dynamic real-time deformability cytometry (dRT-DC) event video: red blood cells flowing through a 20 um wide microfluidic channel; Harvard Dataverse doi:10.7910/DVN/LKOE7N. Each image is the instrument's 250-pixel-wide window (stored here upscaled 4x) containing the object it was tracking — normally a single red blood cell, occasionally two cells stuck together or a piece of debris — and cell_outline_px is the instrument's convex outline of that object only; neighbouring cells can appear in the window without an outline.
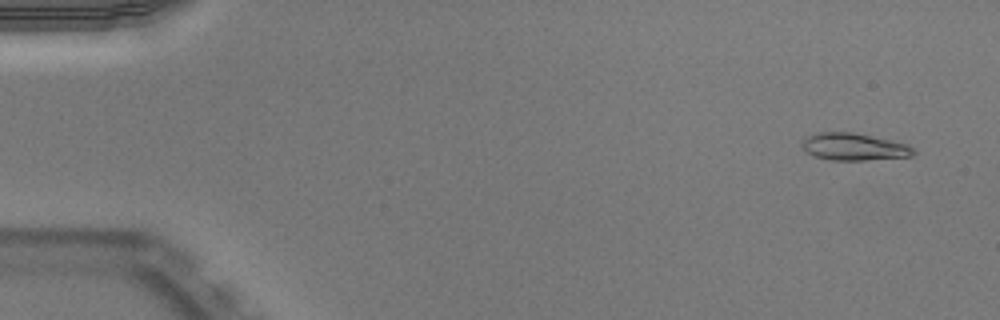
{"species": "Egyptian fruit bat (a non-hibernating species)", "species_latin": "Rousettus aegyptiacus", "temperature_condition": "warm", "stored_images_in_passage": 51, "camera_frame_rate_fps": 3000, "um_per_image_px": 0.085, "animal": {"sex": "male"}, "frame": {"image": 1, "passage_image": 3, "time_ms": 0.667, "image_size_px": [1000, 320], "cell_outline_px": [[916, 152], [912, 156], [864, 160], [832, 160], [816, 156], [808, 152], [800, 144], [808, 136], [820, 132], [852, 132], [908, 144]], "centroid_in_image_um": [72.6, 12.48], "position_along_channel_um": 12.4, "area_um2": 17.34}}
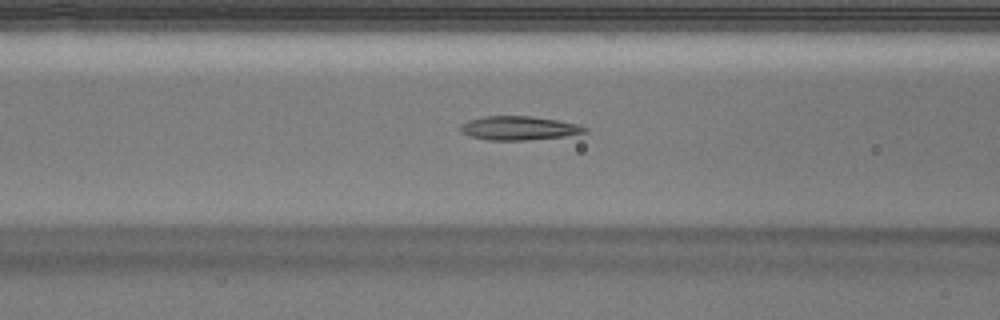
{"frame": {"image": 2, "passage_image": 21, "time_ms": 6.667, "image_size_px": [1000, 320], "cell_outline_px": [[588, 132], [564, 136], [524, 140], [488, 140], [468, 136], [460, 132], [460, 124], [468, 120], [484, 116], [532, 116], [580, 124], [588, 128]], "centroid_in_image_um": [44.08, 10.88], "position_along_channel_um": 122.5, "area_um2": 17.4}}
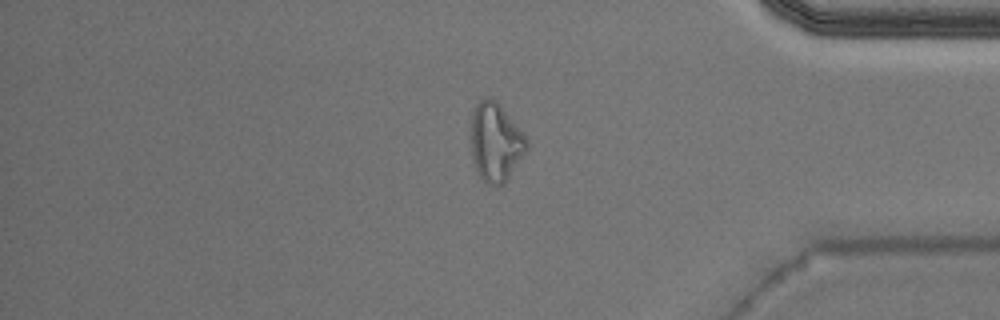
{"frame": {"image": 3, "passage_image": 43, "time_ms": 14.0, "image_size_px": [1000, 320], "cell_outline_px": [[528, 148], [504, 184], [488, 184], [480, 176], [476, 168], [472, 156], [472, 112], [476, 104], [484, 96], [488, 96], [496, 100], [528, 140]], "centroid_in_image_um": [42.12, 12.06], "position_along_channel_um": 393.1, "area_um2": 25.03}, "authors_computed_cell_mechanics": {"area_um2": 17.5712, "velocity_mm_per_s": 3.9817, "shape_relaxation_time_tau1_ms": null, "shape_relaxation_time_tau2_ms": 2.9687, "deformation_change_tau1": null, "deformation_change_tau2": 0.115}}